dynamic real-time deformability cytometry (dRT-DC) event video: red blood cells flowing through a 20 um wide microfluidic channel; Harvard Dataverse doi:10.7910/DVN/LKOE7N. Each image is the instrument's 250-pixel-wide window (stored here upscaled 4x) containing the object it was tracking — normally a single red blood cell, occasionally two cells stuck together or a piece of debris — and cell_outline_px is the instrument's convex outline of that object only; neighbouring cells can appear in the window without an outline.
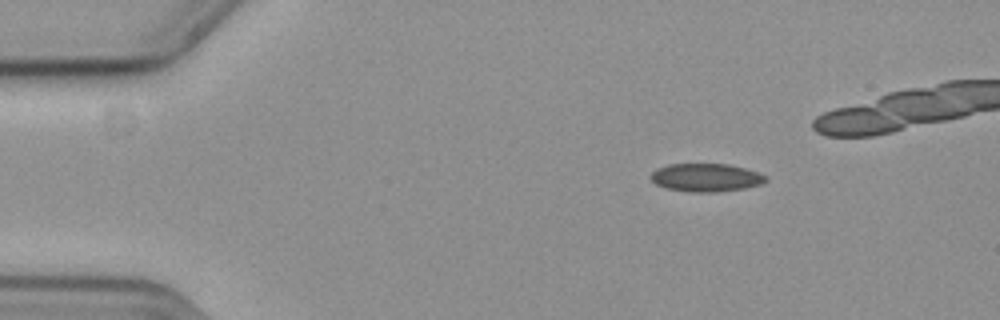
{"species": "common noctule bat (a hibernating species)", "species_latin": "Nyctalus noctula", "temperature_condition": "cold", "stored_images_in_passage": 39, "camera_frame_rate_fps": 3000, "um_per_image_px": 0.085, "animal": {"sex": "female", "body_mass_g": 19.3, "forearm_length_mm": 54.1}, "frame": {"image": 1, "passage_image": 1, "time_ms": 0.0, "image_size_px": [1000, 320], "cell_outline_px": [[768, 180], [760, 184], [744, 188], [716, 192], [692, 192], [668, 188], [656, 184], [652, 180], [652, 172], [656, 168], [668, 164], [728, 164], [744, 168], [756, 172], [764, 176]], "centroid_in_image_um": [59.99, 15.08], "position_along_channel_um": 25.0, "area_um2": 18.55}}
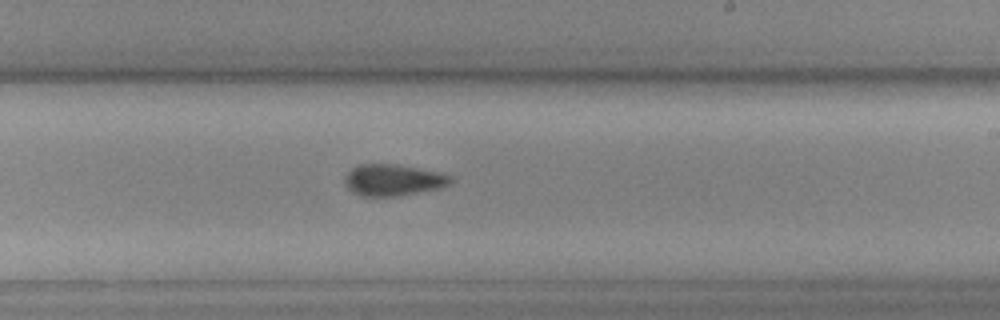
{"frame": {"image": 2, "passage_image": 26, "time_ms": 8.333, "image_size_px": [1000, 320], "cell_outline_px": [[452, 180], [448, 184], [440, 188], [396, 196], [360, 196], [348, 188], [344, 184], [344, 176], [352, 168], [360, 164], [396, 164], [440, 172], [452, 176]], "centroid_in_image_um": [33.39, 15.29], "position_along_channel_um": 255.6, "area_um2": 19.36}}
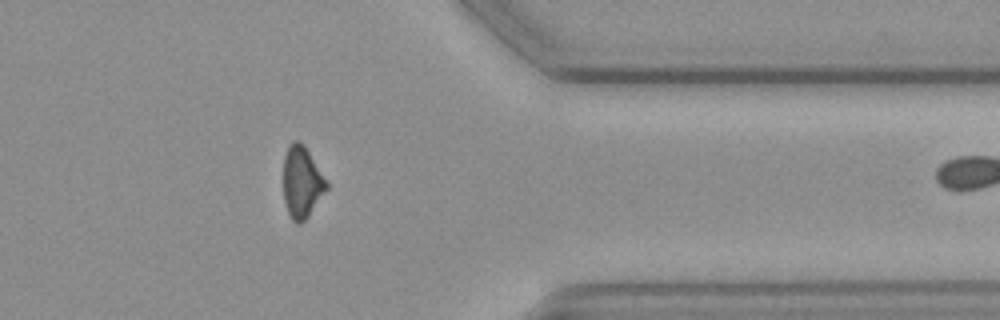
{"frame": {"image": 3, "passage_image": 38, "time_ms": 12.333, "image_size_px": [1000, 320], "cell_outline_px": [[328, 188], [308, 216], [300, 224], [296, 224], [292, 220], [288, 212], [284, 200], [284, 156], [288, 144], [292, 140], [300, 140], [304, 144], [328, 184]], "centroid_in_image_um": [25.64, 15.46], "position_along_channel_um": 385.8, "area_um2": 17.92}}